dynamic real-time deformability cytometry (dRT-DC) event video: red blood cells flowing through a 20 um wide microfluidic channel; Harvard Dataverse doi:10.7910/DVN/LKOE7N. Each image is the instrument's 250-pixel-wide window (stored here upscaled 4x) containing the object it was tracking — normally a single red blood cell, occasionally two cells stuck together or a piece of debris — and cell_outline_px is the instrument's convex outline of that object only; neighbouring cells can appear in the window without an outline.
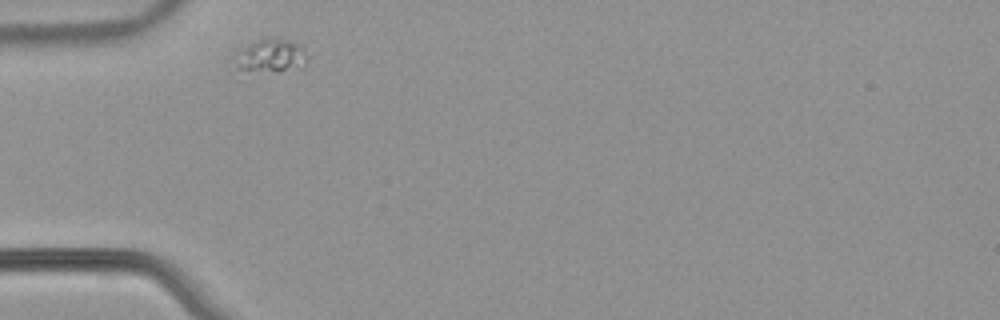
{"species": "common noctule bat (a hibernating species)", "species_latin": "Nyctalus noctula", "temperature_condition": "warm", "stored_images_in_passage": 40, "camera_frame_rate_fps": 3000, "um_per_image_px": 0.085, "animal": {"sex": "male", "body_mass_g": 21.5, "forearm_length_mm": 52.0}, "frame": {"image": 1, "passage_image": 1, "time_ms": 0.0, "image_size_px": [1000, 320], "cell_outline_px": [[308, 56], [304, 68], [236, 80], [228, 72], [228, 56], [240, 48], [260, 40], [280, 40], [304, 44]], "centroid_in_image_um": [22.67, 4.99], "position_along_channel_um": 62.3, "area_um2": 17.17}}
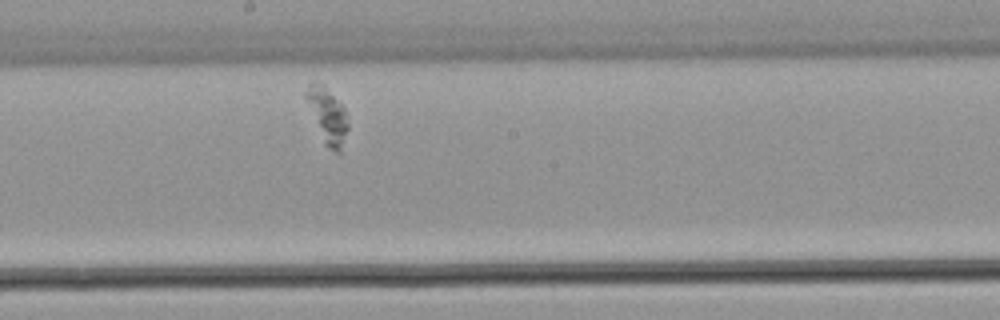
{"frame": {"image": 2, "passage_image": 15, "time_ms": 4.667, "image_size_px": [1000, 320], "cell_outline_px": [[348, 128], [340, 152], [336, 152], [328, 148], [324, 144], [304, 96], [304, 92], [308, 84], [312, 80], [316, 80], [324, 84], [344, 108], [348, 124]], "centroid_in_image_um": [27.8, 9.77], "position_along_channel_um": 220.4, "area_um2": 13.53}}
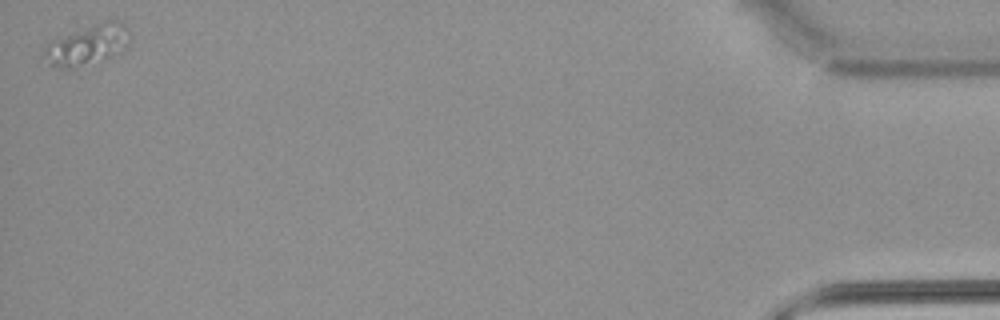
{"frame": {"image": 3, "passage_image": 40, "time_ms": 13.0, "image_size_px": [1000, 320], "cell_outline_px": [[128, 48], [104, 60], [68, 68], [56, 68], [40, 56], [40, 52], [44, 44], [48, 40], [104, 20], [116, 20], [124, 24], [128, 32]], "centroid_in_image_um": [7.35, 3.81], "position_along_channel_um": 427.8, "area_um2": 20.52}}